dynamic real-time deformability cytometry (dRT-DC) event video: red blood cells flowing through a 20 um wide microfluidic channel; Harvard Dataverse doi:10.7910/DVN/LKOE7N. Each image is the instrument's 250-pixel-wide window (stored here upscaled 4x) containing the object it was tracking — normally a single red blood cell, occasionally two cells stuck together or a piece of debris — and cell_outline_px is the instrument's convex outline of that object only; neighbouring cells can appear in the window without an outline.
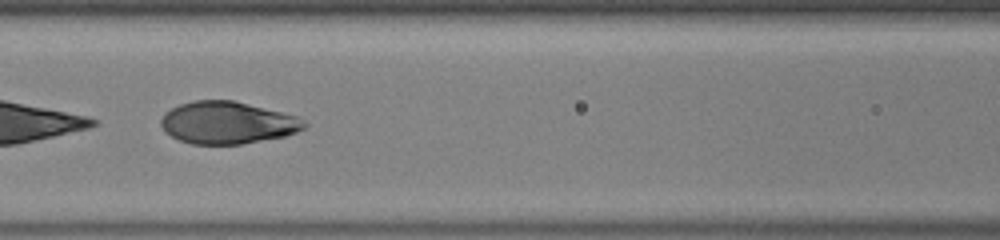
{"species": "human", "species_latin": "Homo sapiens", "temperature_condition": "warm", "stored_images_in_passage": 24, "camera_frame_rate_fps": 3000, "um_per_image_px": 0.085, "donor": {"sex": "male"}, "frame": {"image": 1, "passage_image": 21, "time_ms": 6.667, "image_size_px": [1000, 240], "cell_outline_px": [[308, 124], [304, 128], [296, 132], [284, 136], [240, 144], [192, 144], [180, 140], [164, 132], [160, 124], [160, 120], [164, 112], [180, 104], [192, 100], [232, 100], [296, 116], [304, 120]], "centroid_in_image_um": [19.29, 10.43], "position_along_channel_um": 147.3, "area_um2": 35.08}}